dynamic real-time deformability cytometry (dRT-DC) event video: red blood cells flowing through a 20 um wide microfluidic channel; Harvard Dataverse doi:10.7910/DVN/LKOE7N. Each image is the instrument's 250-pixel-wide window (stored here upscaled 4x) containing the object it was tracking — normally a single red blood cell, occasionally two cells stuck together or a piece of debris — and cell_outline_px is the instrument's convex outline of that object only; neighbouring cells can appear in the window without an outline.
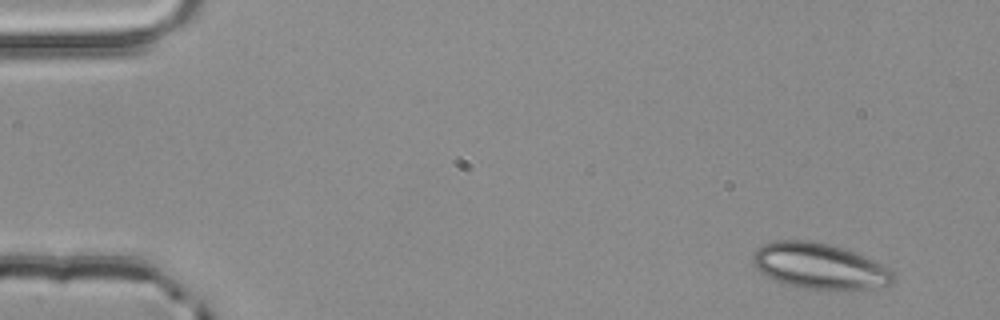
{"species": "common noctule bat (a hibernating species)", "species_latin": "Nyctalus noctula", "temperature_condition": "room temperature", "stored_images_in_passage": 4, "camera_frame_rate_fps": 3000, "um_per_image_px": 0.085, "animal": {"sex": "male", "body_mass_g": 20.4}, "frame": {"image": 1, "passage_image": 1, "time_ms": 0.0, "image_size_px": [1000, 320], "cell_outline_px": [[896, 280], [888, 284], [848, 292], [804, 288], [788, 284], [776, 280], [760, 272], [752, 264], [752, 252], [756, 248], [764, 244], [776, 240], [812, 240], [844, 248], [856, 252], [888, 268], [896, 276]], "centroid_in_image_um": [69.65, 22.63], "position_along_channel_um": 15.4, "area_um2": 37.86}}